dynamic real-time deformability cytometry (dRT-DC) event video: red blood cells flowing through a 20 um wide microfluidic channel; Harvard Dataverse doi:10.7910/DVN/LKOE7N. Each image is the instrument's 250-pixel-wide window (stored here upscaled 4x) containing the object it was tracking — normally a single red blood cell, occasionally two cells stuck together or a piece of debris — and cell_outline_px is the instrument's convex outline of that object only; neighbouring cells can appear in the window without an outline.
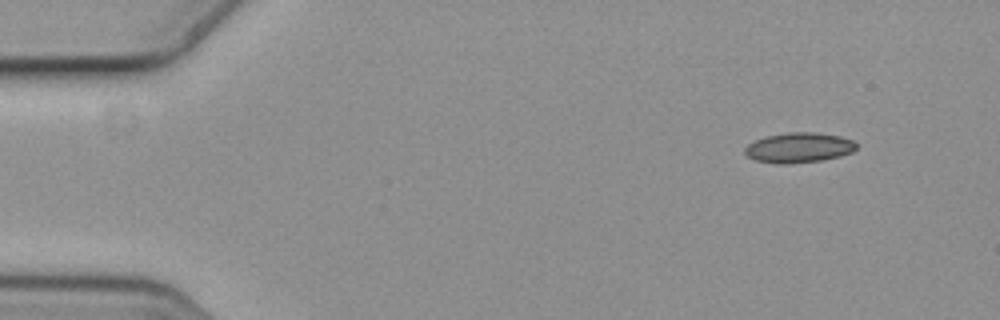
{"species": "common noctule bat (a hibernating species)", "species_latin": "Nyctalus noctula", "temperature_condition": "cold", "stored_images_in_passage": 6, "camera_frame_rate_fps": 3000, "um_per_image_px": 0.085, "animal": {"sex": "female", "body_mass_g": 19.3, "forearm_length_mm": 54.1}, "frame": {"image": 1, "passage_image": 1, "time_ms": 0.0, "image_size_px": [1000, 320], "cell_outline_px": [[856, 148], [852, 152], [840, 156], [820, 160], [784, 164], [776, 164], [756, 160], [748, 156], [744, 152], [744, 148], [748, 144], [764, 136], [788, 132], [816, 132], [840, 136], [852, 140], [856, 144]], "centroid_in_image_um": [67.88, 12.54], "position_along_channel_um": 17.1, "area_um2": 19.48}}
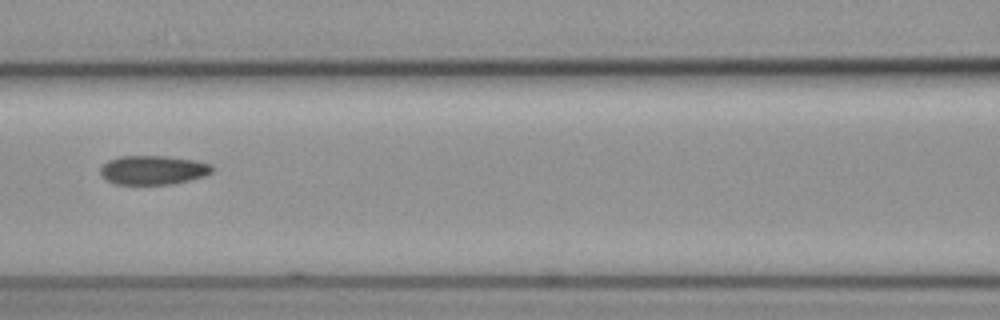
{"frame": {"image": 2, "passage_image": 6, "time_ms": 1.667, "image_size_px": [1000, 320], "cell_outline_px": [[212, 172], [204, 176], [172, 184], [112, 184], [100, 176], [100, 168], [108, 160], [120, 156], [168, 156], [196, 160], [212, 164]], "centroid_in_image_um": [12.99, 14.45], "position_along_channel_um": 153.6, "area_um2": 19.07}}